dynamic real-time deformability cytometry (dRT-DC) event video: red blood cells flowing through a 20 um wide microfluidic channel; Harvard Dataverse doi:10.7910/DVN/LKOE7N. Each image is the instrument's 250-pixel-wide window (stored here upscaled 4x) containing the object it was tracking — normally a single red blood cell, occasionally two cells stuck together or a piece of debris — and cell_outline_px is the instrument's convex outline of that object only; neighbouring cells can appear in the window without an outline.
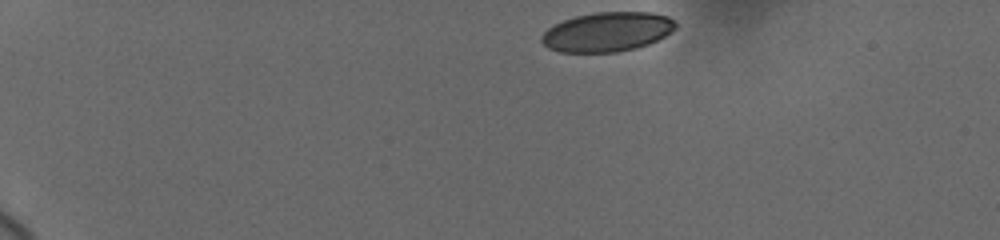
{"species": "human", "species_latin": "Homo sapiens", "temperature_condition": "cold", "stored_images_in_passage": 5, "camera_frame_rate_fps": 3000, "um_per_image_px": 0.085, "donor": {"sex": "female"}, "frame": {"image": 1, "passage_image": 1, "time_ms": 0.0, "image_size_px": [1000, 240], "cell_outline_px": [[676, 28], [664, 36], [648, 44], [636, 48], [616, 52], [560, 52], [548, 48], [540, 40], [540, 36], [548, 28], [564, 20], [576, 16], [596, 12], [652, 12], [668, 16], [676, 24]], "centroid_in_image_um": [51.6, 2.71], "position_along_channel_um": 33.4, "area_um2": 30.69}}
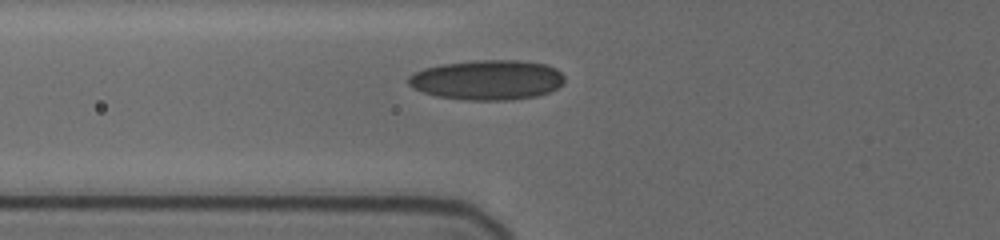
{"frame": {"image": 2, "passage_image": 5, "time_ms": 4.0, "image_size_px": [1000, 240], "cell_outline_px": [[564, 80], [556, 88], [548, 92], [536, 96], [508, 100], [464, 100], [436, 96], [412, 88], [408, 84], [408, 76], [412, 72], [424, 68], [440, 64], [476, 60], [520, 60], [544, 64], [556, 68], [564, 76]], "centroid_in_image_um": [41.37, 6.79], "position_along_channel_um": 84.4, "area_um2": 36.41}}